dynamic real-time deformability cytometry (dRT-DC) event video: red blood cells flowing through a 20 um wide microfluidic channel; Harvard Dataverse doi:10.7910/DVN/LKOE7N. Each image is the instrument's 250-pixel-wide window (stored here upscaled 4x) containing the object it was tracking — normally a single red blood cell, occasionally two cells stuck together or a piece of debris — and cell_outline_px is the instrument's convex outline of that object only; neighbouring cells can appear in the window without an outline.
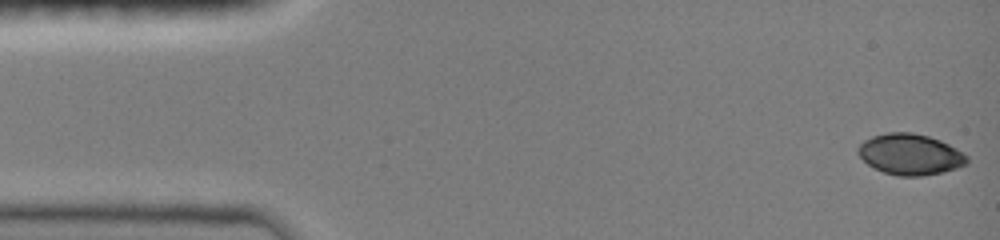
{"species": "common noctule bat (a hibernating species)", "species_latin": "Nyctalus noctula", "temperature_condition": "room temperature", "stored_images_in_passage": 40, "camera_frame_rate_fps": 3000, "um_per_image_px": 0.085, "animal": {"sex": "female", "body_mass_g": 19.0, "forearm_length_mm": 51.5}, "frame": {"image": 1, "passage_image": 1, "time_ms": 0.0, "image_size_px": [1000, 240], "cell_outline_px": [[968, 164], [956, 168], [940, 172], [920, 176], [900, 176], [884, 172], [872, 168], [856, 152], [856, 148], [864, 140], [872, 136], [888, 132], [912, 132], [928, 136], [940, 140], [964, 152], [968, 156]], "centroid_in_image_um": [77.35, 13.11], "position_along_channel_um": 7.6, "area_um2": 26.07}}
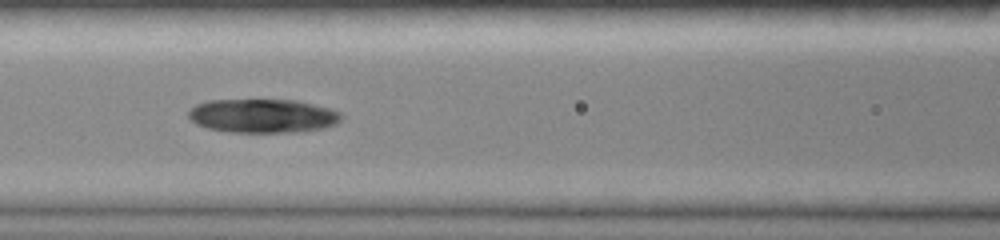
{"frame": {"image": 2, "passage_image": 17, "time_ms": 6.333, "image_size_px": [1000, 240], "cell_outline_px": [[344, 116], [336, 124], [324, 128], [296, 132], [232, 132], [208, 128], [196, 124], [188, 116], [188, 112], [196, 104], [208, 100], [296, 100], [328, 108], [340, 112]], "centroid_in_image_um": [22.34, 9.85], "position_along_channel_um": 144.3, "area_um2": 30.06}}
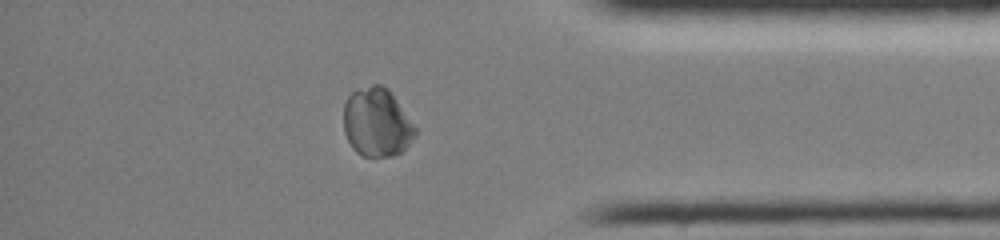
{"frame": {"image": 3, "passage_image": 34, "time_ms": 13.0, "image_size_px": [1000, 240], "cell_outline_px": [[416, 136], [400, 152], [392, 156], [364, 156], [356, 152], [352, 148], [344, 132], [344, 104], [348, 96], [352, 92], [372, 84], [380, 84], [388, 88], [416, 128]], "centroid_in_image_um": [32.01, 10.41], "position_along_channel_um": 403.2, "area_um2": 28.44}, "authors_computed_cell_mechanics": {"area_um2": 29.8826, "velocity_mm_per_s": 4.0321, "shape_relaxation_time_tau1_ms": null, "shape_relaxation_time_tau2_ms": 3.3306, "deformation_change_tau1": null, "deformation_change_tau2": 0.0641}}